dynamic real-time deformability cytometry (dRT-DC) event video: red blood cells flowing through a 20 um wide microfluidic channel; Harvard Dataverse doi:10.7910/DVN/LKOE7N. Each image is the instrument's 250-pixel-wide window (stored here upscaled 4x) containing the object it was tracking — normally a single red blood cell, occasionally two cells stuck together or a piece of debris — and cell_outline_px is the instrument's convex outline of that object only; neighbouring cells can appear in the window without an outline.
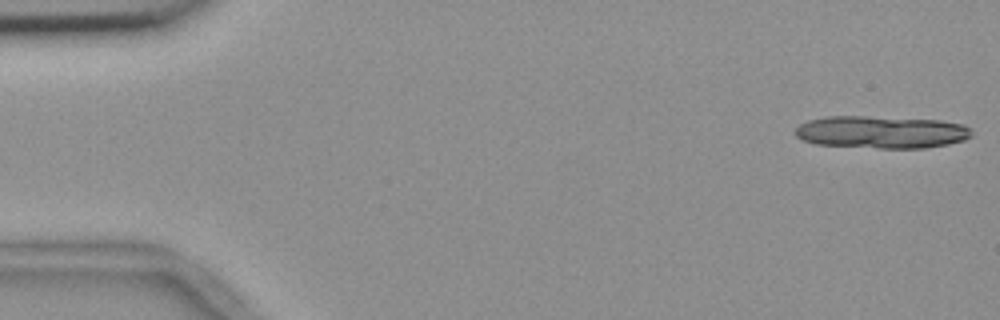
{"species": "common noctule bat (a hibernating species)", "species_latin": "Nyctalus noctula", "temperature_condition": "room temperature", "stored_images_in_passage": 10, "camera_frame_rate_fps": 3000, "um_per_image_px": 0.085, "animal": {"sex": "female", "body_mass_g": 18.4}, "frame": {"image": 1, "passage_image": 1, "time_ms": 0.0, "image_size_px": [1000, 320], "cell_outline_px": [[972, 136], [964, 140], [948, 144], [924, 148], [880, 148], [816, 144], [804, 140], [796, 136], [792, 132], [800, 124], [808, 120], [824, 116], [864, 116], [940, 120], [964, 124], [972, 128]], "centroid_in_image_um": [74.93, 11.22], "position_along_channel_um": 10.1, "area_um2": 33.58}}